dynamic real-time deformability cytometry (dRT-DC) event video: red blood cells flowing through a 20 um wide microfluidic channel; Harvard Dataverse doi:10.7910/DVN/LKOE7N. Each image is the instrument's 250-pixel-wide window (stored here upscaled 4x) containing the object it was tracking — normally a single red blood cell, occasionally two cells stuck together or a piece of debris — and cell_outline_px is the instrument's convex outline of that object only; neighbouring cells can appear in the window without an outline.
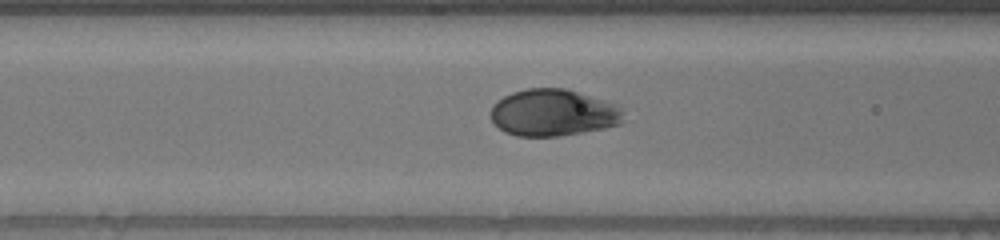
{"species": "human", "species_latin": "Homo sapiens", "temperature_condition": "warm", "stored_images_in_passage": 54, "camera_frame_rate_fps": 3000, "um_per_image_px": 0.085, "donor": {"sex": "male"}, "frame": {"image": 1, "passage_image": 20, "time_ms": 6.333, "image_size_px": [1000, 240], "cell_outline_px": [[624, 120], [620, 124], [604, 128], [584, 132], [560, 136], [516, 136], [504, 132], [492, 120], [488, 112], [492, 104], [496, 100], [512, 92], [528, 88], [564, 88], [604, 100], [616, 104], [624, 112]], "centroid_in_image_um": [47.0, 9.58], "position_along_channel_um": 119.6, "area_um2": 36.53}}
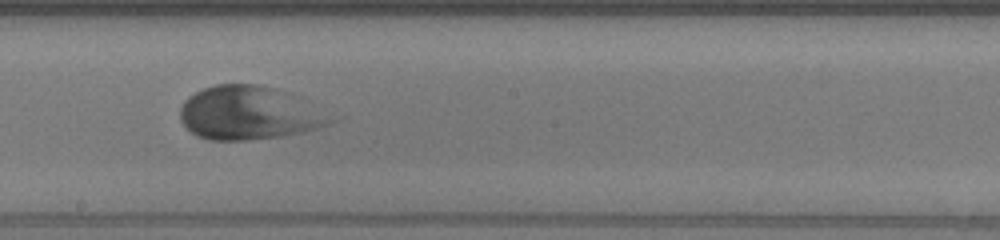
{"frame": {"image": 2, "passage_image": 29, "time_ms": 9.333, "image_size_px": [1000, 240], "cell_outline_px": [[336, 120], [328, 124], [316, 128], [300, 132], [280, 136], [244, 140], [208, 140], [196, 136], [180, 120], [180, 108], [184, 100], [188, 96], [204, 88], [216, 84], [260, 84], [276, 88]], "centroid_in_image_um": [21.03, 9.61], "position_along_channel_um": 227.2, "area_um2": 45.78}}
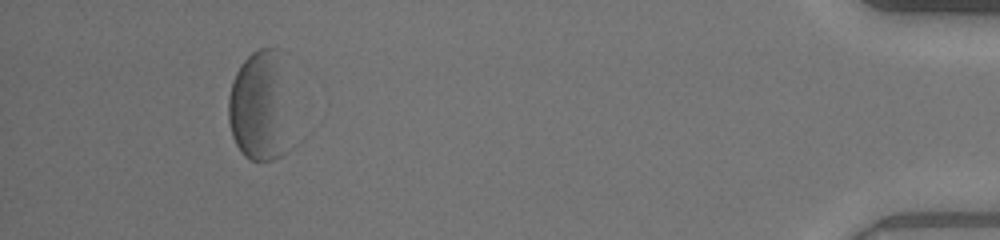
{"frame": {"image": 3, "passage_image": 50, "time_ms": 16.333, "image_size_px": [1000, 240], "cell_outline_px": [[308, 136], [304, 140], [280, 156], [272, 160], [248, 160], [240, 152], [232, 136], [228, 120], [228, 96], [232, 80], [240, 64], [252, 52], [260, 48], [280, 48]], "centroid_in_image_um": [22.47, 9.13], "position_along_channel_um": 412.7, "area_um2": 47.4}}